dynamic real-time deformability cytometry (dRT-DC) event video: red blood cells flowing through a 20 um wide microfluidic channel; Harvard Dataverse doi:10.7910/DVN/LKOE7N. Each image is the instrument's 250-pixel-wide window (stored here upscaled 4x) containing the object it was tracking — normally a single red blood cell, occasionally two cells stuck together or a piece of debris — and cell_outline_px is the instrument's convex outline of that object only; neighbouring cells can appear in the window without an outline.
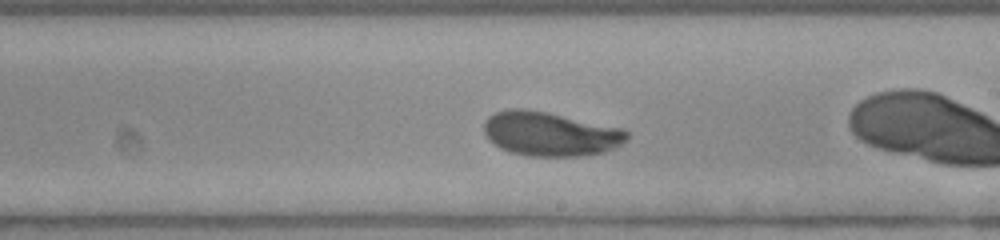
{"species": "human", "species_latin": "Homo sapiens", "temperature_condition": "room temperature", "stored_images_in_passage": 28, "camera_frame_rate_fps": 3000, "um_per_image_px": 0.085, "donor": {"sex": "female"}, "frame": {"image": 1, "passage_image": 13, "time_ms": 4.0, "image_size_px": [1000, 240], "cell_outline_px": [[628, 140], [616, 148], [604, 152], [580, 156], [528, 156], [508, 152], [500, 148], [488, 140], [484, 132], [484, 120], [488, 116], [496, 112], [508, 108], [524, 108], [548, 112], [624, 128], [628, 132]], "centroid_in_image_um": [46.77, 11.37], "position_along_channel_um": 242.2, "area_um2": 37.4}}
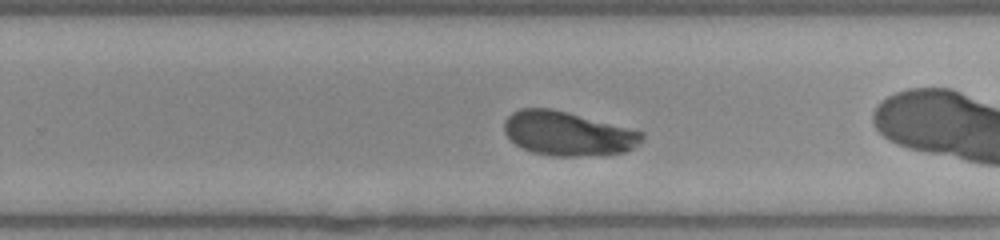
{"frame": {"image": 2, "passage_image": 16, "time_ms": 5.0, "image_size_px": [1000, 240], "cell_outline_px": [[644, 140], [640, 144], [624, 152], [580, 156], [552, 156], [532, 152], [516, 144], [504, 132], [504, 120], [512, 112], [520, 108], [552, 108], [632, 128], [644, 132]], "centroid_in_image_um": [48.28, 11.34], "position_along_channel_um": 281.5, "area_um2": 35.55}, "authors_computed_cell_mechanics": {"area_um2": 36.2984, "velocity_mm_per_s": 3.9275, "shape_relaxation_time_tau1_ms": 2.5603, "shape_relaxation_time_tau2_ms": null, "deformation_change_tau1": 0.1286, "deformation_change_tau2": null}}